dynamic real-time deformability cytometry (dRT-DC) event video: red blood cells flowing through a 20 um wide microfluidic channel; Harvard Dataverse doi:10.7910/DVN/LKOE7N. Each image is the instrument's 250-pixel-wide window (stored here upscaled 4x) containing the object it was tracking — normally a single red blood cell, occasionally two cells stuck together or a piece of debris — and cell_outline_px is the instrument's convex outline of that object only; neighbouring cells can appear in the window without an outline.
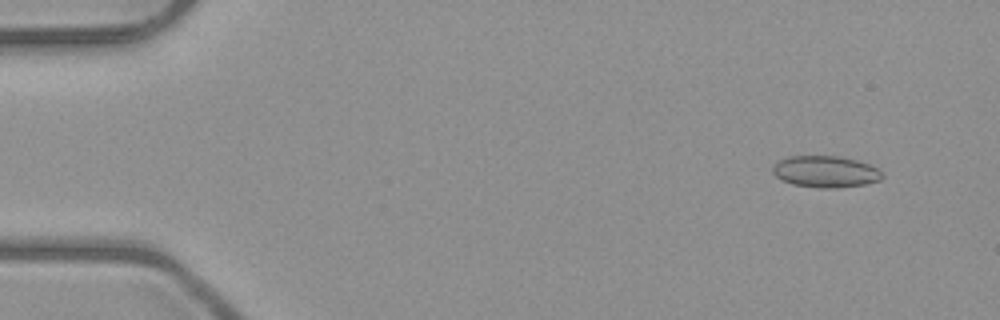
{"species": "common noctule bat (a hibernating species)", "species_latin": "Nyctalus noctula", "temperature_condition": "room temperature", "stored_images_in_passage": 48, "camera_frame_rate_fps": 3000, "um_per_image_px": 0.085, "animal": {"sex": "male", "body_mass_g": 23.1, "forearm_length_mm": 52.7}, "frame": {"image": 1, "passage_image": 1, "time_ms": 0.0, "image_size_px": [1000, 320], "cell_outline_px": [[884, 176], [880, 180], [864, 184], [836, 188], [820, 188], [792, 184], [776, 176], [772, 172], [772, 168], [780, 160], [788, 156], [836, 156], [856, 160], [880, 168]], "centroid_in_image_um": [70.2, 14.59], "position_along_channel_um": 14.8, "area_um2": 20.06}}
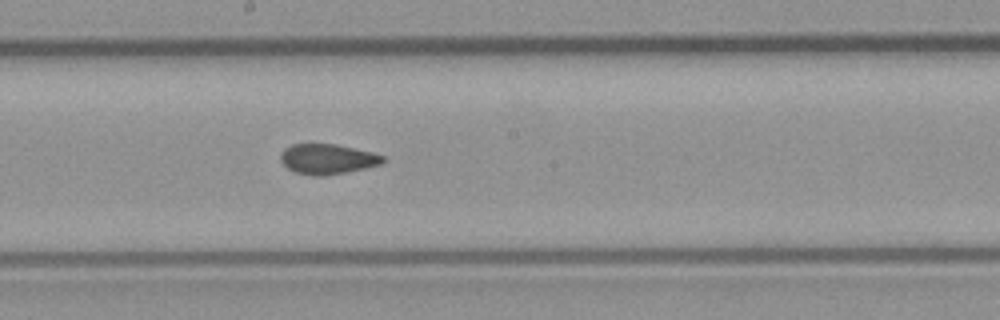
{"frame": {"image": 2, "passage_image": 25, "time_ms": 8.0, "image_size_px": [1000, 320], "cell_outline_px": [[384, 160], [380, 164], [364, 168], [344, 172], [320, 176], [312, 176], [296, 172], [288, 168], [280, 160], [280, 156], [284, 148], [292, 144], [336, 144], [372, 152], [384, 156]], "centroid_in_image_um": [27.81, 13.51], "position_along_channel_um": 220.4, "area_um2": 17.74}}
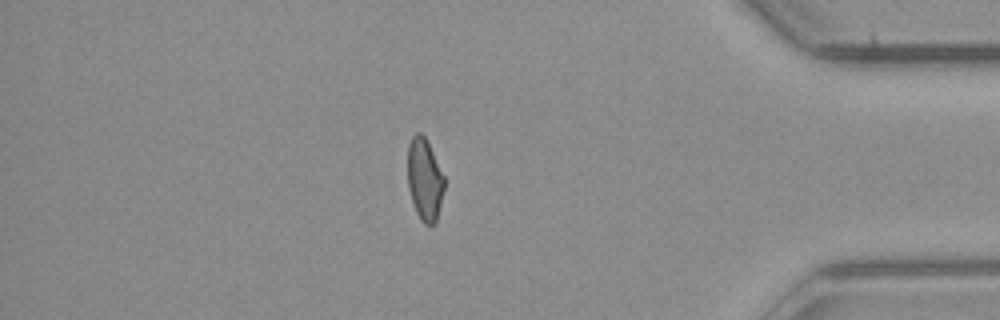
{"frame": {"image": 3, "passage_image": 41, "time_ms": 13.333, "image_size_px": [1000, 320], "cell_outline_px": [[444, 188], [436, 224], [424, 224], [420, 220], [416, 212], [408, 188], [408, 144], [412, 136], [416, 132], [420, 132], [424, 136], [444, 176]], "centroid_in_image_um": [36.08, 15.28], "position_along_channel_um": 399.1, "area_um2": 17.4}}